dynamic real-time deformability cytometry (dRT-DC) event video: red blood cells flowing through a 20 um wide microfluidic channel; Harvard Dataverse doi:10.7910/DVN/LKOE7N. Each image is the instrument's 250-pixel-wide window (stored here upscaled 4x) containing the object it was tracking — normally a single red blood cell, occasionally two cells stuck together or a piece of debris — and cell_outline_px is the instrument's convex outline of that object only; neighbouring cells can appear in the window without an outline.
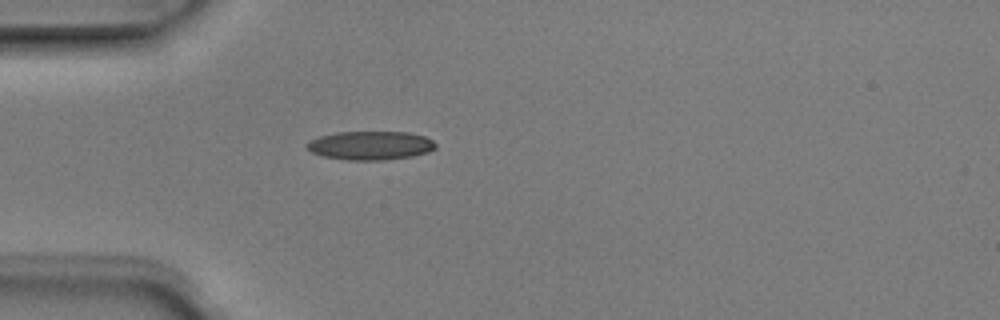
{"species": "Egyptian fruit bat (a non-hibernating species)", "species_latin": "Rousettus aegyptiacus", "temperature_condition": "room temperature", "stored_images_in_passage": 1, "camera_frame_rate_fps": 3000, "um_per_image_px": 0.085, "animal": {"sex": "male"}, "frame": {"image": 1, "passage_image": 1, "time_ms": 0.0, "image_size_px": [1000, 320], "cell_outline_px": [[436, 148], [428, 152], [412, 156], [384, 160], [348, 160], [324, 156], [312, 152], [304, 144], [308, 140], [320, 136], [336, 132], [408, 132], [424, 136], [432, 140], [436, 144]], "centroid_in_image_um": [31.48, 12.36], "position_along_channel_um": 53.5, "area_um2": 21.56}}